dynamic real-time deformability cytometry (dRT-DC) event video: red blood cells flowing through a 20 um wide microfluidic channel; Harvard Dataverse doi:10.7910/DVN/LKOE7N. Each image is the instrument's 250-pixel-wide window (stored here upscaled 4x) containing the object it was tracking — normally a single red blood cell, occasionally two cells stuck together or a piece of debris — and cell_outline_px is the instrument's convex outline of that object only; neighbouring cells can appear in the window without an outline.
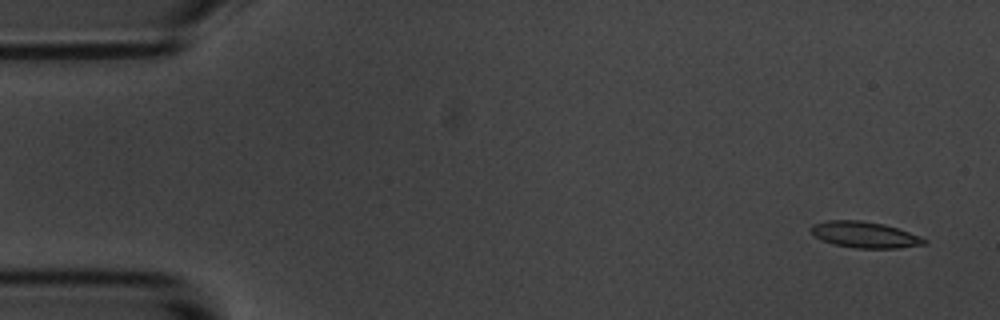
{"species": "common noctule bat (a hibernating species)", "species_latin": "Nyctalus noctula", "temperature_condition": "room temperature", "stored_images_in_passage": 4, "camera_frame_rate_fps": 3000, "um_per_image_px": 0.085, "animal": {"sex": "male", "body_mass_g": 20.1, "forearm_length_mm": 53.5}, "frame": {"image": 1, "passage_image": 1, "time_ms": 0.0, "image_size_px": [1000, 320], "cell_outline_px": [[928, 244], [900, 248], [856, 248], [832, 244], [820, 240], [812, 232], [812, 224], [828, 220], [860, 220], [884, 224], [920, 236], [928, 240]], "centroid_in_image_um": [73.52, 19.96], "position_along_channel_um": 11.5, "area_um2": 17.28}}
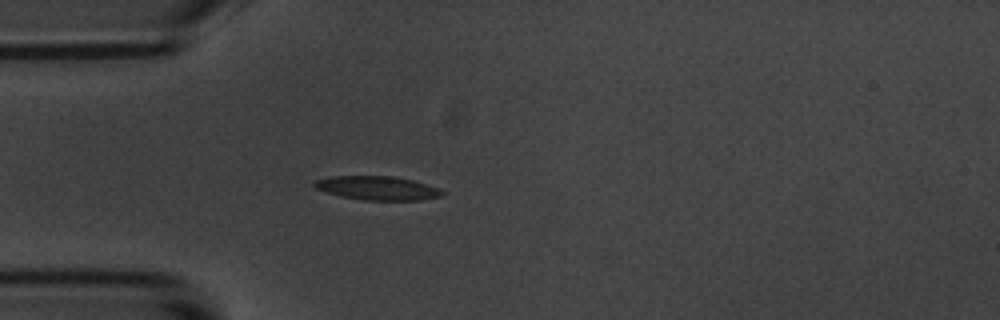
{"frame": {"image": 2, "passage_image": 4, "time_ms": 4.333, "image_size_px": [1000, 320], "cell_outline_px": [[444, 196], [420, 200], [364, 200], [340, 196], [316, 188], [312, 184], [316, 180], [328, 176], [392, 176], [412, 180], [436, 188], [444, 192]], "centroid_in_image_um": [32.06, 15.99], "position_along_channel_um": 52.9, "area_um2": 17.57}}